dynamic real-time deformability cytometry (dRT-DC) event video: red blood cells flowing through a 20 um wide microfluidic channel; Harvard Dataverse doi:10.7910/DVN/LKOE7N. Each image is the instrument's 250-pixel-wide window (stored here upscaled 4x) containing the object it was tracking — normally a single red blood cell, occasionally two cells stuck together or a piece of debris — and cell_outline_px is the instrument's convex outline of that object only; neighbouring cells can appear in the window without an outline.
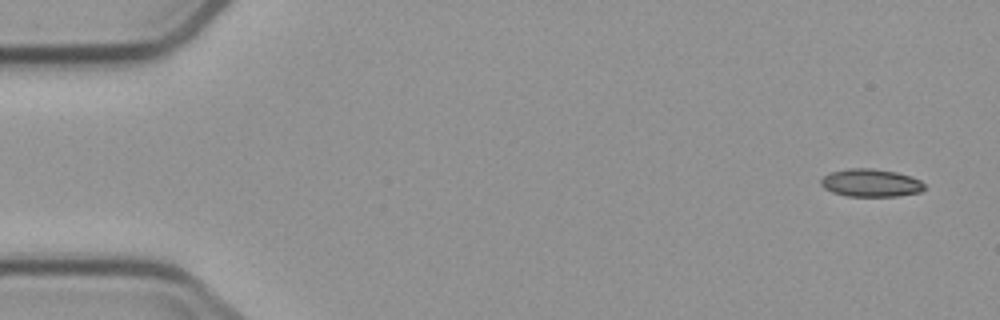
{"species": "common noctule bat (a hibernating species)", "species_latin": "Nyctalus noctula", "temperature_condition": "cold", "stored_images_in_passage": 4, "camera_frame_rate_fps": 3000, "um_per_image_px": 0.085, "animal": {"sex": "male", "body_mass_g": 23.1, "forearm_length_mm": 52.7}, "frame": {"image": 1, "passage_image": 1, "time_ms": 0.0, "image_size_px": [1000, 320], "cell_outline_px": [[924, 188], [920, 192], [900, 196], [848, 196], [832, 192], [824, 188], [820, 184], [820, 180], [824, 176], [832, 172], [848, 168], [872, 168], [896, 172], [920, 180], [924, 184]], "centroid_in_image_um": [74.0, 15.55], "position_along_channel_um": 11.0, "area_um2": 16.7}}
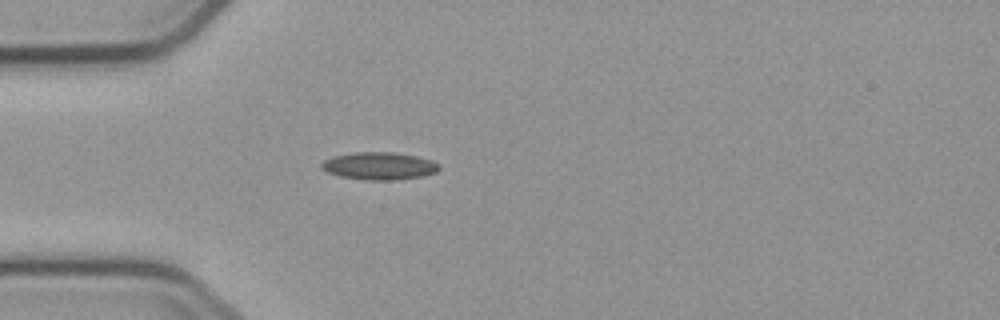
{"frame": {"image": 2, "passage_image": 4, "time_ms": 4.333, "image_size_px": [1000, 320], "cell_outline_px": [[440, 168], [436, 172], [420, 176], [392, 180], [368, 180], [340, 176], [328, 172], [320, 168], [320, 164], [324, 160], [332, 156], [352, 152], [392, 152], [416, 156], [432, 160], [440, 164]], "centroid_in_image_um": [32.21, 14.09], "position_along_channel_um": 52.8, "area_um2": 18.84}}